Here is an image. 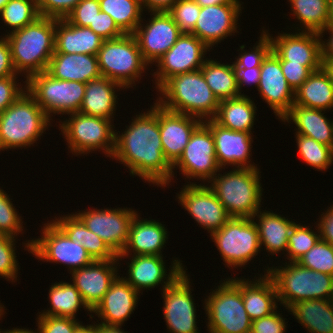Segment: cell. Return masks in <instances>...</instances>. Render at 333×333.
<instances>
[{"instance_id": "obj_1", "label": "cell", "mask_w": 333, "mask_h": 333, "mask_svg": "<svg viewBox=\"0 0 333 333\" xmlns=\"http://www.w3.org/2000/svg\"><path fill=\"white\" fill-rule=\"evenodd\" d=\"M147 113H139L126 126L124 134L115 133L114 152L116 158L137 175L152 184L168 186L174 177L172 165L164 157L158 122V103Z\"/></svg>"}, {"instance_id": "obj_2", "label": "cell", "mask_w": 333, "mask_h": 333, "mask_svg": "<svg viewBox=\"0 0 333 333\" xmlns=\"http://www.w3.org/2000/svg\"><path fill=\"white\" fill-rule=\"evenodd\" d=\"M55 24L56 19L40 16L22 29L5 35L18 74L23 72L28 79L47 70L55 51Z\"/></svg>"}, {"instance_id": "obj_3", "label": "cell", "mask_w": 333, "mask_h": 333, "mask_svg": "<svg viewBox=\"0 0 333 333\" xmlns=\"http://www.w3.org/2000/svg\"><path fill=\"white\" fill-rule=\"evenodd\" d=\"M156 100L166 110L203 119H213L220 101L211 91L200 69L167 79ZM211 117V118H210Z\"/></svg>"}, {"instance_id": "obj_4", "label": "cell", "mask_w": 333, "mask_h": 333, "mask_svg": "<svg viewBox=\"0 0 333 333\" xmlns=\"http://www.w3.org/2000/svg\"><path fill=\"white\" fill-rule=\"evenodd\" d=\"M50 120L26 90L0 114V151L30 147L50 126Z\"/></svg>"}, {"instance_id": "obj_5", "label": "cell", "mask_w": 333, "mask_h": 333, "mask_svg": "<svg viewBox=\"0 0 333 333\" xmlns=\"http://www.w3.org/2000/svg\"><path fill=\"white\" fill-rule=\"evenodd\" d=\"M260 173L258 168H233L225 175H215L208 187L231 217L253 218L261 208Z\"/></svg>"}, {"instance_id": "obj_6", "label": "cell", "mask_w": 333, "mask_h": 333, "mask_svg": "<svg viewBox=\"0 0 333 333\" xmlns=\"http://www.w3.org/2000/svg\"><path fill=\"white\" fill-rule=\"evenodd\" d=\"M266 272L275 284L278 302L286 309L303 300H333L332 275L304 268L297 262L267 268Z\"/></svg>"}, {"instance_id": "obj_7", "label": "cell", "mask_w": 333, "mask_h": 333, "mask_svg": "<svg viewBox=\"0 0 333 333\" xmlns=\"http://www.w3.org/2000/svg\"><path fill=\"white\" fill-rule=\"evenodd\" d=\"M223 281L204 300L209 333H250L252 320L243 304L241 278Z\"/></svg>"}, {"instance_id": "obj_8", "label": "cell", "mask_w": 333, "mask_h": 333, "mask_svg": "<svg viewBox=\"0 0 333 333\" xmlns=\"http://www.w3.org/2000/svg\"><path fill=\"white\" fill-rule=\"evenodd\" d=\"M97 57L101 75L125 88L133 87L148 66L133 34L104 40Z\"/></svg>"}, {"instance_id": "obj_9", "label": "cell", "mask_w": 333, "mask_h": 333, "mask_svg": "<svg viewBox=\"0 0 333 333\" xmlns=\"http://www.w3.org/2000/svg\"><path fill=\"white\" fill-rule=\"evenodd\" d=\"M25 82L26 90L49 118L51 113L64 115L79 112L85 94L84 83L58 80L46 71L31 75Z\"/></svg>"}, {"instance_id": "obj_10", "label": "cell", "mask_w": 333, "mask_h": 333, "mask_svg": "<svg viewBox=\"0 0 333 333\" xmlns=\"http://www.w3.org/2000/svg\"><path fill=\"white\" fill-rule=\"evenodd\" d=\"M68 116L70 118L59 124V127L72 154H88L101 149L107 157L112 156L116 132L110 119L88 116L80 112L69 113Z\"/></svg>"}, {"instance_id": "obj_11", "label": "cell", "mask_w": 333, "mask_h": 333, "mask_svg": "<svg viewBox=\"0 0 333 333\" xmlns=\"http://www.w3.org/2000/svg\"><path fill=\"white\" fill-rule=\"evenodd\" d=\"M227 267H242L260 252L259 234L253 218L231 219L210 234Z\"/></svg>"}, {"instance_id": "obj_12", "label": "cell", "mask_w": 333, "mask_h": 333, "mask_svg": "<svg viewBox=\"0 0 333 333\" xmlns=\"http://www.w3.org/2000/svg\"><path fill=\"white\" fill-rule=\"evenodd\" d=\"M42 234L41 238L28 240L25 244L35 258L65 264L70 273L94 261L82 244L73 242L52 220L44 224Z\"/></svg>"}, {"instance_id": "obj_13", "label": "cell", "mask_w": 333, "mask_h": 333, "mask_svg": "<svg viewBox=\"0 0 333 333\" xmlns=\"http://www.w3.org/2000/svg\"><path fill=\"white\" fill-rule=\"evenodd\" d=\"M179 167L181 174L190 179L210 181L221 168L215 155V144L211 130L202 122L190 136L182 155L172 165Z\"/></svg>"}, {"instance_id": "obj_14", "label": "cell", "mask_w": 333, "mask_h": 333, "mask_svg": "<svg viewBox=\"0 0 333 333\" xmlns=\"http://www.w3.org/2000/svg\"><path fill=\"white\" fill-rule=\"evenodd\" d=\"M210 48L193 34L182 33L176 43L157 60L156 89L170 77L201 69ZM205 53V54H204ZM157 75V76H156Z\"/></svg>"}, {"instance_id": "obj_15", "label": "cell", "mask_w": 333, "mask_h": 333, "mask_svg": "<svg viewBox=\"0 0 333 333\" xmlns=\"http://www.w3.org/2000/svg\"><path fill=\"white\" fill-rule=\"evenodd\" d=\"M136 214L130 208H96L76 213L85 226L98 235L117 256L126 246L130 225Z\"/></svg>"}, {"instance_id": "obj_16", "label": "cell", "mask_w": 333, "mask_h": 333, "mask_svg": "<svg viewBox=\"0 0 333 333\" xmlns=\"http://www.w3.org/2000/svg\"><path fill=\"white\" fill-rule=\"evenodd\" d=\"M183 271L163 292V313L170 333H199L190 278Z\"/></svg>"}, {"instance_id": "obj_17", "label": "cell", "mask_w": 333, "mask_h": 333, "mask_svg": "<svg viewBox=\"0 0 333 333\" xmlns=\"http://www.w3.org/2000/svg\"><path fill=\"white\" fill-rule=\"evenodd\" d=\"M190 182L178 194V201L202 228L211 234L225 225L231 216L216 194L205 184Z\"/></svg>"}, {"instance_id": "obj_18", "label": "cell", "mask_w": 333, "mask_h": 333, "mask_svg": "<svg viewBox=\"0 0 333 333\" xmlns=\"http://www.w3.org/2000/svg\"><path fill=\"white\" fill-rule=\"evenodd\" d=\"M146 25L140 23L133 33L143 60L149 65L157 62L182 34L168 12H151Z\"/></svg>"}, {"instance_id": "obj_19", "label": "cell", "mask_w": 333, "mask_h": 333, "mask_svg": "<svg viewBox=\"0 0 333 333\" xmlns=\"http://www.w3.org/2000/svg\"><path fill=\"white\" fill-rule=\"evenodd\" d=\"M262 99L282 119L294 104V91L282 73L279 58L271 50L260 66V80L257 87Z\"/></svg>"}, {"instance_id": "obj_20", "label": "cell", "mask_w": 333, "mask_h": 333, "mask_svg": "<svg viewBox=\"0 0 333 333\" xmlns=\"http://www.w3.org/2000/svg\"><path fill=\"white\" fill-rule=\"evenodd\" d=\"M241 4H217L201 7L194 30L191 34L198 37L209 48L223 38L237 32V19Z\"/></svg>"}, {"instance_id": "obj_21", "label": "cell", "mask_w": 333, "mask_h": 333, "mask_svg": "<svg viewBox=\"0 0 333 333\" xmlns=\"http://www.w3.org/2000/svg\"><path fill=\"white\" fill-rule=\"evenodd\" d=\"M203 123L213 135L216 161L221 170L226 165H233L236 168H258L249 161L251 142H253L252 133L224 128L213 119L203 120Z\"/></svg>"}, {"instance_id": "obj_22", "label": "cell", "mask_w": 333, "mask_h": 333, "mask_svg": "<svg viewBox=\"0 0 333 333\" xmlns=\"http://www.w3.org/2000/svg\"><path fill=\"white\" fill-rule=\"evenodd\" d=\"M118 260V257L114 260H94L90 265L71 272L73 285L91 311L101 302L118 277Z\"/></svg>"}, {"instance_id": "obj_23", "label": "cell", "mask_w": 333, "mask_h": 333, "mask_svg": "<svg viewBox=\"0 0 333 333\" xmlns=\"http://www.w3.org/2000/svg\"><path fill=\"white\" fill-rule=\"evenodd\" d=\"M271 40V50L280 61L304 66H321V36L317 32H299L278 34L271 37L268 31L263 30Z\"/></svg>"}, {"instance_id": "obj_24", "label": "cell", "mask_w": 333, "mask_h": 333, "mask_svg": "<svg viewBox=\"0 0 333 333\" xmlns=\"http://www.w3.org/2000/svg\"><path fill=\"white\" fill-rule=\"evenodd\" d=\"M158 122L164 157L173 165L182 155L194 130L203 121L166 110L158 104Z\"/></svg>"}, {"instance_id": "obj_25", "label": "cell", "mask_w": 333, "mask_h": 333, "mask_svg": "<svg viewBox=\"0 0 333 333\" xmlns=\"http://www.w3.org/2000/svg\"><path fill=\"white\" fill-rule=\"evenodd\" d=\"M131 258V263L128 266L129 275L125 280L139 293L141 289L145 290L147 288H154L161 283H164V286L162 287L164 290L165 287L169 286L183 271H185L180 260H174L171 269L169 270V274H166L167 270L165 268L163 256L133 255ZM166 278L168 279L166 280Z\"/></svg>"}, {"instance_id": "obj_26", "label": "cell", "mask_w": 333, "mask_h": 333, "mask_svg": "<svg viewBox=\"0 0 333 333\" xmlns=\"http://www.w3.org/2000/svg\"><path fill=\"white\" fill-rule=\"evenodd\" d=\"M125 278L118 276L101 302L92 311L103 320L99 324L122 326L135 310L140 293Z\"/></svg>"}, {"instance_id": "obj_27", "label": "cell", "mask_w": 333, "mask_h": 333, "mask_svg": "<svg viewBox=\"0 0 333 333\" xmlns=\"http://www.w3.org/2000/svg\"><path fill=\"white\" fill-rule=\"evenodd\" d=\"M139 218L138 214L133 218L128 234V241L121 254L118 255V259H122L126 256L129 257V252L131 256L132 251L134 256H163L161 250L168 239L167 229L156 220H140Z\"/></svg>"}, {"instance_id": "obj_28", "label": "cell", "mask_w": 333, "mask_h": 333, "mask_svg": "<svg viewBox=\"0 0 333 333\" xmlns=\"http://www.w3.org/2000/svg\"><path fill=\"white\" fill-rule=\"evenodd\" d=\"M46 72L58 80L77 81L84 84L102 76L97 55L83 53L54 52Z\"/></svg>"}, {"instance_id": "obj_29", "label": "cell", "mask_w": 333, "mask_h": 333, "mask_svg": "<svg viewBox=\"0 0 333 333\" xmlns=\"http://www.w3.org/2000/svg\"><path fill=\"white\" fill-rule=\"evenodd\" d=\"M103 42L89 27L75 26L66 18L56 19L54 52L97 55Z\"/></svg>"}, {"instance_id": "obj_30", "label": "cell", "mask_w": 333, "mask_h": 333, "mask_svg": "<svg viewBox=\"0 0 333 333\" xmlns=\"http://www.w3.org/2000/svg\"><path fill=\"white\" fill-rule=\"evenodd\" d=\"M241 294L247 315L252 321L270 315L277 308L276 287L268 274L260 275L254 281L241 279Z\"/></svg>"}, {"instance_id": "obj_31", "label": "cell", "mask_w": 333, "mask_h": 333, "mask_svg": "<svg viewBox=\"0 0 333 333\" xmlns=\"http://www.w3.org/2000/svg\"><path fill=\"white\" fill-rule=\"evenodd\" d=\"M125 89L121 84L104 76L85 84V94L79 112L94 117L112 119L115 115L117 95L115 89Z\"/></svg>"}, {"instance_id": "obj_32", "label": "cell", "mask_w": 333, "mask_h": 333, "mask_svg": "<svg viewBox=\"0 0 333 333\" xmlns=\"http://www.w3.org/2000/svg\"><path fill=\"white\" fill-rule=\"evenodd\" d=\"M325 110L292 105L290 111L281 119L297 126L296 134L311 137L315 141L333 149V121L327 119Z\"/></svg>"}, {"instance_id": "obj_33", "label": "cell", "mask_w": 333, "mask_h": 333, "mask_svg": "<svg viewBox=\"0 0 333 333\" xmlns=\"http://www.w3.org/2000/svg\"><path fill=\"white\" fill-rule=\"evenodd\" d=\"M53 222L73 241L86 249L93 260H114L118 256L76 214L61 216Z\"/></svg>"}, {"instance_id": "obj_34", "label": "cell", "mask_w": 333, "mask_h": 333, "mask_svg": "<svg viewBox=\"0 0 333 333\" xmlns=\"http://www.w3.org/2000/svg\"><path fill=\"white\" fill-rule=\"evenodd\" d=\"M287 310L309 333H333V300L298 301Z\"/></svg>"}, {"instance_id": "obj_35", "label": "cell", "mask_w": 333, "mask_h": 333, "mask_svg": "<svg viewBox=\"0 0 333 333\" xmlns=\"http://www.w3.org/2000/svg\"><path fill=\"white\" fill-rule=\"evenodd\" d=\"M255 216L259 218L256 227L260 246L263 244L272 255L280 251H286L287 253L288 237L296 223L282 217L280 214L271 211L262 212L261 209L254 214V219Z\"/></svg>"}, {"instance_id": "obj_36", "label": "cell", "mask_w": 333, "mask_h": 333, "mask_svg": "<svg viewBox=\"0 0 333 333\" xmlns=\"http://www.w3.org/2000/svg\"><path fill=\"white\" fill-rule=\"evenodd\" d=\"M307 108L330 110L333 108V82L322 67L313 71L294 91V104Z\"/></svg>"}, {"instance_id": "obj_37", "label": "cell", "mask_w": 333, "mask_h": 333, "mask_svg": "<svg viewBox=\"0 0 333 333\" xmlns=\"http://www.w3.org/2000/svg\"><path fill=\"white\" fill-rule=\"evenodd\" d=\"M256 108L254 101L246 95L222 100L213 120L224 128L251 133L255 121Z\"/></svg>"}, {"instance_id": "obj_38", "label": "cell", "mask_w": 333, "mask_h": 333, "mask_svg": "<svg viewBox=\"0 0 333 333\" xmlns=\"http://www.w3.org/2000/svg\"><path fill=\"white\" fill-rule=\"evenodd\" d=\"M200 70L206 83L219 101L244 95L238 89L237 75L233 64H221L206 58Z\"/></svg>"}, {"instance_id": "obj_39", "label": "cell", "mask_w": 333, "mask_h": 333, "mask_svg": "<svg viewBox=\"0 0 333 333\" xmlns=\"http://www.w3.org/2000/svg\"><path fill=\"white\" fill-rule=\"evenodd\" d=\"M49 301L52 307L46 311L43 310L40 315L75 319V313L81 306L92 313L83 301L79 291L71 283L59 282L51 285L49 289Z\"/></svg>"}, {"instance_id": "obj_40", "label": "cell", "mask_w": 333, "mask_h": 333, "mask_svg": "<svg viewBox=\"0 0 333 333\" xmlns=\"http://www.w3.org/2000/svg\"><path fill=\"white\" fill-rule=\"evenodd\" d=\"M305 32L320 33L329 25V0H289Z\"/></svg>"}, {"instance_id": "obj_41", "label": "cell", "mask_w": 333, "mask_h": 333, "mask_svg": "<svg viewBox=\"0 0 333 333\" xmlns=\"http://www.w3.org/2000/svg\"><path fill=\"white\" fill-rule=\"evenodd\" d=\"M99 4L125 34H133L143 21L140 0H99Z\"/></svg>"}, {"instance_id": "obj_42", "label": "cell", "mask_w": 333, "mask_h": 333, "mask_svg": "<svg viewBox=\"0 0 333 333\" xmlns=\"http://www.w3.org/2000/svg\"><path fill=\"white\" fill-rule=\"evenodd\" d=\"M0 17L13 32L35 21L40 14L36 0H10L0 11Z\"/></svg>"}, {"instance_id": "obj_43", "label": "cell", "mask_w": 333, "mask_h": 333, "mask_svg": "<svg viewBox=\"0 0 333 333\" xmlns=\"http://www.w3.org/2000/svg\"><path fill=\"white\" fill-rule=\"evenodd\" d=\"M298 153L307 165L316 170H327L333 163V149L311 137L296 134Z\"/></svg>"}, {"instance_id": "obj_44", "label": "cell", "mask_w": 333, "mask_h": 333, "mask_svg": "<svg viewBox=\"0 0 333 333\" xmlns=\"http://www.w3.org/2000/svg\"><path fill=\"white\" fill-rule=\"evenodd\" d=\"M304 268L333 276V245L319 240L297 261Z\"/></svg>"}, {"instance_id": "obj_45", "label": "cell", "mask_w": 333, "mask_h": 333, "mask_svg": "<svg viewBox=\"0 0 333 333\" xmlns=\"http://www.w3.org/2000/svg\"><path fill=\"white\" fill-rule=\"evenodd\" d=\"M319 240L320 234H317V232L312 231L306 226L300 225V223H296L288 237L287 259L290 262H297Z\"/></svg>"}, {"instance_id": "obj_46", "label": "cell", "mask_w": 333, "mask_h": 333, "mask_svg": "<svg viewBox=\"0 0 333 333\" xmlns=\"http://www.w3.org/2000/svg\"><path fill=\"white\" fill-rule=\"evenodd\" d=\"M200 10L201 6L195 0H178L167 12L181 33L191 34Z\"/></svg>"}, {"instance_id": "obj_47", "label": "cell", "mask_w": 333, "mask_h": 333, "mask_svg": "<svg viewBox=\"0 0 333 333\" xmlns=\"http://www.w3.org/2000/svg\"><path fill=\"white\" fill-rule=\"evenodd\" d=\"M13 205L9 196L0 189V234L16 238L23 231V222Z\"/></svg>"}, {"instance_id": "obj_48", "label": "cell", "mask_w": 333, "mask_h": 333, "mask_svg": "<svg viewBox=\"0 0 333 333\" xmlns=\"http://www.w3.org/2000/svg\"><path fill=\"white\" fill-rule=\"evenodd\" d=\"M14 246V237L0 234V276L11 282L17 281L19 269Z\"/></svg>"}, {"instance_id": "obj_49", "label": "cell", "mask_w": 333, "mask_h": 333, "mask_svg": "<svg viewBox=\"0 0 333 333\" xmlns=\"http://www.w3.org/2000/svg\"><path fill=\"white\" fill-rule=\"evenodd\" d=\"M245 45H241V54H239L237 61L233 62L235 68H252L260 67L263 59L271 51V40L270 37L262 30L259 42L248 52L243 50ZM243 53V54H242Z\"/></svg>"}, {"instance_id": "obj_50", "label": "cell", "mask_w": 333, "mask_h": 333, "mask_svg": "<svg viewBox=\"0 0 333 333\" xmlns=\"http://www.w3.org/2000/svg\"><path fill=\"white\" fill-rule=\"evenodd\" d=\"M37 318L41 333H76L82 325L77 319L68 317L39 315Z\"/></svg>"}, {"instance_id": "obj_51", "label": "cell", "mask_w": 333, "mask_h": 333, "mask_svg": "<svg viewBox=\"0 0 333 333\" xmlns=\"http://www.w3.org/2000/svg\"><path fill=\"white\" fill-rule=\"evenodd\" d=\"M99 0H81L66 19L78 27H88L100 12Z\"/></svg>"}, {"instance_id": "obj_52", "label": "cell", "mask_w": 333, "mask_h": 333, "mask_svg": "<svg viewBox=\"0 0 333 333\" xmlns=\"http://www.w3.org/2000/svg\"><path fill=\"white\" fill-rule=\"evenodd\" d=\"M81 0H36L40 16L65 19Z\"/></svg>"}, {"instance_id": "obj_53", "label": "cell", "mask_w": 333, "mask_h": 333, "mask_svg": "<svg viewBox=\"0 0 333 333\" xmlns=\"http://www.w3.org/2000/svg\"><path fill=\"white\" fill-rule=\"evenodd\" d=\"M280 66L288 85L293 91L297 90L313 71L321 68V66H304L301 64L290 63V61H280Z\"/></svg>"}, {"instance_id": "obj_54", "label": "cell", "mask_w": 333, "mask_h": 333, "mask_svg": "<svg viewBox=\"0 0 333 333\" xmlns=\"http://www.w3.org/2000/svg\"><path fill=\"white\" fill-rule=\"evenodd\" d=\"M88 27L104 40L114 39L125 34L117 26L113 18L103 11L99 12L93 24H90Z\"/></svg>"}, {"instance_id": "obj_55", "label": "cell", "mask_w": 333, "mask_h": 333, "mask_svg": "<svg viewBox=\"0 0 333 333\" xmlns=\"http://www.w3.org/2000/svg\"><path fill=\"white\" fill-rule=\"evenodd\" d=\"M274 311L268 316L255 319L251 324L250 333H284L286 329L285 318Z\"/></svg>"}, {"instance_id": "obj_56", "label": "cell", "mask_w": 333, "mask_h": 333, "mask_svg": "<svg viewBox=\"0 0 333 333\" xmlns=\"http://www.w3.org/2000/svg\"><path fill=\"white\" fill-rule=\"evenodd\" d=\"M16 79V76L0 78V114L26 90V85L18 87Z\"/></svg>"}, {"instance_id": "obj_57", "label": "cell", "mask_w": 333, "mask_h": 333, "mask_svg": "<svg viewBox=\"0 0 333 333\" xmlns=\"http://www.w3.org/2000/svg\"><path fill=\"white\" fill-rule=\"evenodd\" d=\"M12 62L10 44L6 37L0 39V78L17 76Z\"/></svg>"}, {"instance_id": "obj_58", "label": "cell", "mask_w": 333, "mask_h": 333, "mask_svg": "<svg viewBox=\"0 0 333 333\" xmlns=\"http://www.w3.org/2000/svg\"><path fill=\"white\" fill-rule=\"evenodd\" d=\"M319 221L316 227L320 240L333 245V205L327 209L326 213L321 214Z\"/></svg>"}, {"instance_id": "obj_59", "label": "cell", "mask_w": 333, "mask_h": 333, "mask_svg": "<svg viewBox=\"0 0 333 333\" xmlns=\"http://www.w3.org/2000/svg\"><path fill=\"white\" fill-rule=\"evenodd\" d=\"M239 91L244 85L255 84L258 87L260 80V67L235 68ZM248 83V84H247Z\"/></svg>"}, {"instance_id": "obj_60", "label": "cell", "mask_w": 333, "mask_h": 333, "mask_svg": "<svg viewBox=\"0 0 333 333\" xmlns=\"http://www.w3.org/2000/svg\"><path fill=\"white\" fill-rule=\"evenodd\" d=\"M178 0H140L142 9L149 12H167Z\"/></svg>"}, {"instance_id": "obj_61", "label": "cell", "mask_w": 333, "mask_h": 333, "mask_svg": "<svg viewBox=\"0 0 333 333\" xmlns=\"http://www.w3.org/2000/svg\"><path fill=\"white\" fill-rule=\"evenodd\" d=\"M325 31L329 32L330 37L327 41L321 39V57H333V25H328L319 33L321 38H323L322 35Z\"/></svg>"}, {"instance_id": "obj_62", "label": "cell", "mask_w": 333, "mask_h": 333, "mask_svg": "<svg viewBox=\"0 0 333 333\" xmlns=\"http://www.w3.org/2000/svg\"><path fill=\"white\" fill-rule=\"evenodd\" d=\"M322 69L326 72L329 79L333 82V57H321Z\"/></svg>"}, {"instance_id": "obj_63", "label": "cell", "mask_w": 333, "mask_h": 333, "mask_svg": "<svg viewBox=\"0 0 333 333\" xmlns=\"http://www.w3.org/2000/svg\"><path fill=\"white\" fill-rule=\"evenodd\" d=\"M201 7L217 4H241L239 0H195Z\"/></svg>"}, {"instance_id": "obj_64", "label": "cell", "mask_w": 333, "mask_h": 333, "mask_svg": "<svg viewBox=\"0 0 333 333\" xmlns=\"http://www.w3.org/2000/svg\"><path fill=\"white\" fill-rule=\"evenodd\" d=\"M97 333H126L121 326L97 324Z\"/></svg>"}, {"instance_id": "obj_65", "label": "cell", "mask_w": 333, "mask_h": 333, "mask_svg": "<svg viewBox=\"0 0 333 333\" xmlns=\"http://www.w3.org/2000/svg\"><path fill=\"white\" fill-rule=\"evenodd\" d=\"M76 333H97V324L95 325H87V326H84V325H81Z\"/></svg>"}, {"instance_id": "obj_66", "label": "cell", "mask_w": 333, "mask_h": 333, "mask_svg": "<svg viewBox=\"0 0 333 333\" xmlns=\"http://www.w3.org/2000/svg\"><path fill=\"white\" fill-rule=\"evenodd\" d=\"M7 333H41L39 328L37 329L38 332H34L33 330L22 329V328H14L12 330H7Z\"/></svg>"}, {"instance_id": "obj_67", "label": "cell", "mask_w": 333, "mask_h": 333, "mask_svg": "<svg viewBox=\"0 0 333 333\" xmlns=\"http://www.w3.org/2000/svg\"><path fill=\"white\" fill-rule=\"evenodd\" d=\"M329 25H333V0H329Z\"/></svg>"}, {"instance_id": "obj_68", "label": "cell", "mask_w": 333, "mask_h": 333, "mask_svg": "<svg viewBox=\"0 0 333 333\" xmlns=\"http://www.w3.org/2000/svg\"><path fill=\"white\" fill-rule=\"evenodd\" d=\"M10 0H0V11L3 9V7L9 2Z\"/></svg>"}, {"instance_id": "obj_69", "label": "cell", "mask_w": 333, "mask_h": 333, "mask_svg": "<svg viewBox=\"0 0 333 333\" xmlns=\"http://www.w3.org/2000/svg\"><path fill=\"white\" fill-rule=\"evenodd\" d=\"M3 308H5L4 305L2 306L1 303H0V317H1L2 315H4V313H3V312H4ZM0 319H1V318H0ZM0 330H1V329H0ZM2 332H3V333H7L8 331H0V333H2Z\"/></svg>"}]
</instances>
